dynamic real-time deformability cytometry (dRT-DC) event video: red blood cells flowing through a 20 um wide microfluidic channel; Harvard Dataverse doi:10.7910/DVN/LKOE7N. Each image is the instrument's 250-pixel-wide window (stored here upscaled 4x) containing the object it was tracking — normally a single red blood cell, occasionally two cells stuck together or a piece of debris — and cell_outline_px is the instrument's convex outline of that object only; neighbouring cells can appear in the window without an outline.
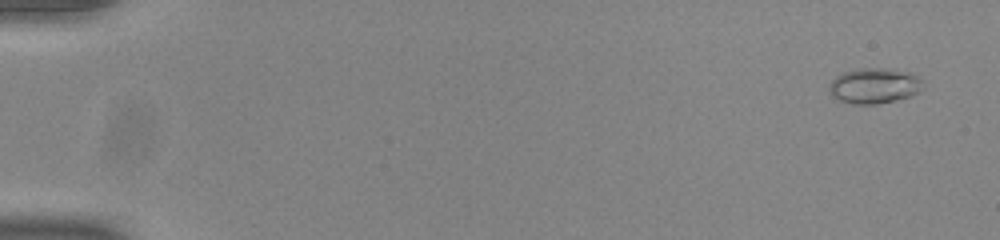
{"species": "common noctule bat (a hibernating species)", "species_latin": "Nyctalus noctula", "temperature_condition": "room temperature", "stored_images_in_passage": 54, "camera_frame_rate_fps": 3000, "um_per_image_px": 0.085, "animal": {"sex": "male", "body_mass_g": 20.0, "forearm_length_mm": 53.3}, "frame": {"image": 1, "passage_image": 3, "time_ms": 0.667, "image_size_px": [1000, 240], "cell_outline_px": [[920, 80], [916, 92], [912, 96], [896, 100], [876, 104], [852, 104], [840, 100], [832, 96], [828, 92], [828, 88], [832, 80], [836, 76], [844, 72], [856, 68], [888, 68], [912, 72]], "centroid_in_image_um": [74.24, 7.28], "position_along_channel_um": 10.8, "area_um2": 19.25}}
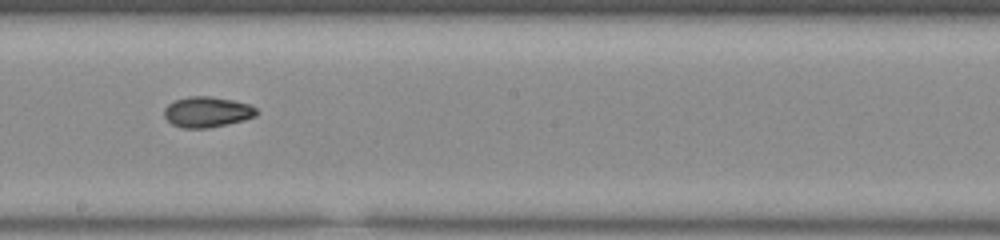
{"frame": {"image": 2, "passage_image": 32, "time_ms": 10.333, "image_size_px": [1000, 240], "cell_outline_px": [[260, 112], [256, 116], [244, 120], [228, 124], [208, 128], [180, 128], [172, 124], [164, 116], [164, 108], [168, 104], [176, 100], [188, 96], [212, 96], [232, 100], [248, 104], [256, 108]], "centroid_in_image_um": [17.61, 9.52], "position_along_channel_um": 230.6, "area_um2": 16.59}}
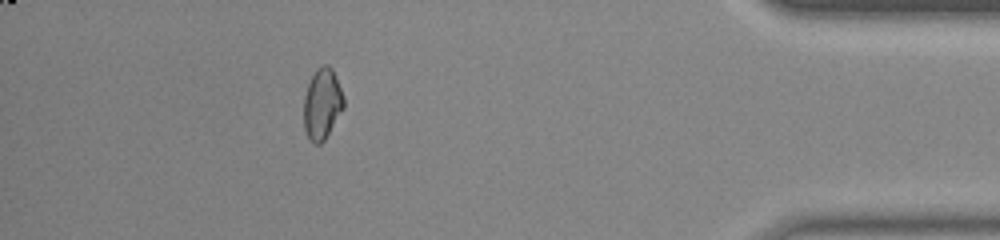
{"frame": {"image": 3, "passage_image": 49, "time_ms": 16.0, "image_size_px": [1000, 240], "cell_outline_px": [[344, 108], [324, 140], [320, 144], [316, 144], [308, 140], [304, 128], [304, 96], [308, 84], [316, 68], [320, 64], [328, 64], [332, 68], [344, 96]], "centroid_in_image_um": [27.38, 8.82], "position_along_channel_um": 407.8, "area_um2": 16.65}, "authors_computed_cell_mechanics": {"area_um2": 16.5886, "velocity_mm_per_s": 3.8993, "shape_relaxation_time_tau1_ms": 9.0737, "shape_relaxation_time_tau2_ms": 2.1958, "deformation_change_tau1": 0.145, "deformation_change_tau2": 0.0589}}